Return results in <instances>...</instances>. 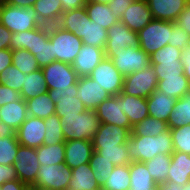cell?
I'll return each mask as SVG.
<instances>
[{"mask_svg": "<svg viewBox=\"0 0 190 190\" xmlns=\"http://www.w3.org/2000/svg\"><path fill=\"white\" fill-rule=\"evenodd\" d=\"M26 49L37 60L40 68L54 62L52 43L49 39V26L41 25L35 29L12 33L10 50Z\"/></svg>", "mask_w": 190, "mask_h": 190, "instance_id": "1", "label": "cell"}, {"mask_svg": "<svg viewBox=\"0 0 190 190\" xmlns=\"http://www.w3.org/2000/svg\"><path fill=\"white\" fill-rule=\"evenodd\" d=\"M127 150L133 162L149 161L159 153L172 155L174 147L170 129L156 136L130 135Z\"/></svg>", "mask_w": 190, "mask_h": 190, "instance_id": "2", "label": "cell"}, {"mask_svg": "<svg viewBox=\"0 0 190 190\" xmlns=\"http://www.w3.org/2000/svg\"><path fill=\"white\" fill-rule=\"evenodd\" d=\"M62 132L66 141L92 140L100 126L96 110L86 109L72 117H60Z\"/></svg>", "mask_w": 190, "mask_h": 190, "instance_id": "3", "label": "cell"}, {"mask_svg": "<svg viewBox=\"0 0 190 190\" xmlns=\"http://www.w3.org/2000/svg\"><path fill=\"white\" fill-rule=\"evenodd\" d=\"M0 23L12 33L24 32L41 26L34 7L20 8L0 2Z\"/></svg>", "mask_w": 190, "mask_h": 190, "instance_id": "4", "label": "cell"}, {"mask_svg": "<svg viewBox=\"0 0 190 190\" xmlns=\"http://www.w3.org/2000/svg\"><path fill=\"white\" fill-rule=\"evenodd\" d=\"M49 39L52 43L53 59L67 64L73 63L83 45L82 39L57 25L49 26Z\"/></svg>", "mask_w": 190, "mask_h": 190, "instance_id": "5", "label": "cell"}, {"mask_svg": "<svg viewBox=\"0 0 190 190\" xmlns=\"http://www.w3.org/2000/svg\"><path fill=\"white\" fill-rule=\"evenodd\" d=\"M139 47L149 56L171 45V21L153 19L138 32Z\"/></svg>", "mask_w": 190, "mask_h": 190, "instance_id": "6", "label": "cell"}, {"mask_svg": "<svg viewBox=\"0 0 190 190\" xmlns=\"http://www.w3.org/2000/svg\"><path fill=\"white\" fill-rule=\"evenodd\" d=\"M158 85L157 75L152 65L142 71L133 72L124 77L122 92L129 96L149 97Z\"/></svg>", "mask_w": 190, "mask_h": 190, "instance_id": "7", "label": "cell"}, {"mask_svg": "<svg viewBox=\"0 0 190 190\" xmlns=\"http://www.w3.org/2000/svg\"><path fill=\"white\" fill-rule=\"evenodd\" d=\"M72 170L65 163L40 165L36 182L32 186L49 190H68Z\"/></svg>", "mask_w": 190, "mask_h": 190, "instance_id": "8", "label": "cell"}, {"mask_svg": "<svg viewBox=\"0 0 190 190\" xmlns=\"http://www.w3.org/2000/svg\"><path fill=\"white\" fill-rule=\"evenodd\" d=\"M89 77L110 95H118L123 90L125 76L118 71L109 58L105 57Z\"/></svg>", "mask_w": 190, "mask_h": 190, "instance_id": "9", "label": "cell"}, {"mask_svg": "<svg viewBox=\"0 0 190 190\" xmlns=\"http://www.w3.org/2000/svg\"><path fill=\"white\" fill-rule=\"evenodd\" d=\"M77 91V83L68 87V89H52L47 91L55 104V114L57 116H77V114L87 109L83 102L77 97Z\"/></svg>", "mask_w": 190, "mask_h": 190, "instance_id": "10", "label": "cell"}, {"mask_svg": "<svg viewBox=\"0 0 190 190\" xmlns=\"http://www.w3.org/2000/svg\"><path fill=\"white\" fill-rule=\"evenodd\" d=\"M109 59L112 60L114 66L124 76L142 71L151 65L150 56L139 46L127 47L124 50L115 52Z\"/></svg>", "mask_w": 190, "mask_h": 190, "instance_id": "11", "label": "cell"}, {"mask_svg": "<svg viewBox=\"0 0 190 190\" xmlns=\"http://www.w3.org/2000/svg\"><path fill=\"white\" fill-rule=\"evenodd\" d=\"M48 90L68 89L77 83L78 76L71 64L54 61L41 68Z\"/></svg>", "mask_w": 190, "mask_h": 190, "instance_id": "12", "label": "cell"}, {"mask_svg": "<svg viewBox=\"0 0 190 190\" xmlns=\"http://www.w3.org/2000/svg\"><path fill=\"white\" fill-rule=\"evenodd\" d=\"M13 166L18 179L22 183L32 186L36 182L40 168L36 149L19 145Z\"/></svg>", "mask_w": 190, "mask_h": 190, "instance_id": "13", "label": "cell"}, {"mask_svg": "<svg viewBox=\"0 0 190 190\" xmlns=\"http://www.w3.org/2000/svg\"><path fill=\"white\" fill-rule=\"evenodd\" d=\"M138 32L130 30L121 21L111 26L108 30V38L104 49L105 57H111L115 52L127 47H138Z\"/></svg>", "mask_w": 190, "mask_h": 190, "instance_id": "14", "label": "cell"}, {"mask_svg": "<svg viewBox=\"0 0 190 190\" xmlns=\"http://www.w3.org/2000/svg\"><path fill=\"white\" fill-rule=\"evenodd\" d=\"M121 109L122 97L119 94L111 95L98 105L96 113L101 123L115 124L132 131L133 126L130 124L128 116Z\"/></svg>", "mask_w": 190, "mask_h": 190, "instance_id": "15", "label": "cell"}, {"mask_svg": "<svg viewBox=\"0 0 190 190\" xmlns=\"http://www.w3.org/2000/svg\"><path fill=\"white\" fill-rule=\"evenodd\" d=\"M130 135L131 131L128 128L100 123L91 141L93 148H118V145L127 143Z\"/></svg>", "mask_w": 190, "mask_h": 190, "instance_id": "16", "label": "cell"}, {"mask_svg": "<svg viewBox=\"0 0 190 190\" xmlns=\"http://www.w3.org/2000/svg\"><path fill=\"white\" fill-rule=\"evenodd\" d=\"M44 135V119L30 115H28L27 119L16 131L17 140L20 145L35 149L43 145Z\"/></svg>", "mask_w": 190, "mask_h": 190, "instance_id": "17", "label": "cell"}, {"mask_svg": "<svg viewBox=\"0 0 190 190\" xmlns=\"http://www.w3.org/2000/svg\"><path fill=\"white\" fill-rule=\"evenodd\" d=\"M77 89V97L90 110H96L98 105L111 96L89 76L78 77Z\"/></svg>", "mask_w": 190, "mask_h": 190, "instance_id": "18", "label": "cell"}, {"mask_svg": "<svg viewBox=\"0 0 190 190\" xmlns=\"http://www.w3.org/2000/svg\"><path fill=\"white\" fill-rule=\"evenodd\" d=\"M104 58L103 49L83 44L71 65L78 77L89 76Z\"/></svg>", "mask_w": 190, "mask_h": 190, "instance_id": "19", "label": "cell"}, {"mask_svg": "<svg viewBox=\"0 0 190 190\" xmlns=\"http://www.w3.org/2000/svg\"><path fill=\"white\" fill-rule=\"evenodd\" d=\"M153 20L146 0H134L123 12L120 21L130 30L139 32Z\"/></svg>", "mask_w": 190, "mask_h": 190, "instance_id": "20", "label": "cell"}, {"mask_svg": "<svg viewBox=\"0 0 190 190\" xmlns=\"http://www.w3.org/2000/svg\"><path fill=\"white\" fill-rule=\"evenodd\" d=\"M93 145L91 140H69L65 142V165L71 169L90 162Z\"/></svg>", "mask_w": 190, "mask_h": 190, "instance_id": "21", "label": "cell"}, {"mask_svg": "<svg viewBox=\"0 0 190 190\" xmlns=\"http://www.w3.org/2000/svg\"><path fill=\"white\" fill-rule=\"evenodd\" d=\"M153 19L175 22L188 0H146Z\"/></svg>", "mask_w": 190, "mask_h": 190, "instance_id": "22", "label": "cell"}, {"mask_svg": "<svg viewBox=\"0 0 190 190\" xmlns=\"http://www.w3.org/2000/svg\"><path fill=\"white\" fill-rule=\"evenodd\" d=\"M75 35L82 39L84 45L95 46L104 50L108 38V30L91 21L86 13L82 18L81 31H76Z\"/></svg>", "mask_w": 190, "mask_h": 190, "instance_id": "23", "label": "cell"}, {"mask_svg": "<svg viewBox=\"0 0 190 190\" xmlns=\"http://www.w3.org/2000/svg\"><path fill=\"white\" fill-rule=\"evenodd\" d=\"M146 99L149 116L167 122L177 99L166 96L157 89Z\"/></svg>", "mask_w": 190, "mask_h": 190, "instance_id": "24", "label": "cell"}, {"mask_svg": "<svg viewBox=\"0 0 190 190\" xmlns=\"http://www.w3.org/2000/svg\"><path fill=\"white\" fill-rule=\"evenodd\" d=\"M190 180V154L174 151L168 170L167 181L186 184Z\"/></svg>", "mask_w": 190, "mask_h": 190, "instance_id": "25", "label": "cell"}, {"mask_svg": "<svg viewBox=\"0 0 190 190\" xmlns=\"http://www.w3.org/2000/svg\"><path fill=\"white\" fill-rule=\"evenodd\" d=\"M119 95L122 97L121 110L128 116L132 126L149 116L146 98L129 96L123 92Z\"/></svg>", "mask_w": 190, "mask_h": 190, "instance_id": "26", "label": "cell"}, {"mask_svg": "<svg viewBox=\"0 0 190 190\" xmlns=\"http://www.w3.org/2000/svg\"><path fill=\"white\" fill-rule=\"evenodd\" d=\"M27 117L28 111L24 99L12 103L9 102L0 107V122L11 126L16 131Z\"/></svg>", "mask_w": 190, "mask_h": 190, "instance_id": "27", "label": "cell"}, {"mask_svg": "<svg viewBox=\"0 0 190 190\" xmlns=\"http://www.w3.org/2000/svg\"><path fill=\"white\" fill-rule=\"evenodd\" d=\"M72 177L68 184V190H99L101 187L96 182L94 173L89 163L71 169Z\"/></svg>", "mask_w": 190, "mask_h": 190, "instance_id": "28", "label": "cell"}, {"mask_svg": "<svg viewBox=\"0 0 190 190\" xmlns=\"http://www.w3.org/2000/svg\"><path fill=\"white\" fill-rule=\"evenodd\" d=\"M158 184L151 177L144 162L130 163V190H157Z\"/></svg>", "mask_w": 190, "mask_h": 190, "instance_id": "29", "label": "cell"}, {"mask_svg": "<svg viewBox=\"0 0 190 190\" xmlns=\"http://www.w3.org/2000/svg\"><path fill=\"white\" fill-rule=\"evenodd\" d=\"M33 7L41 25H56L62 16L61 0H37Z\"/></svg>", "mask_w": 190, "mask_h": 190, "instance_id": "30", "label": "cell"}, {"mask_svg": "<svg viewBox=\"0 0 190 190\" xmlns=\"http://www.w3.org/2000/svg\"><path fill=\"white\" fill-rule=\"evenodd\" d=\"M157 90L166 96L179 99L190 92V83L185 75L165 77L158 81Z\"/></svg>", "mask_w": 190, "mask_h": 190, "instance_id": "31", "label": "cell"}, {"mask_svg": "<svg viewBox=\"0 0 190 190\" xmlns=\"http://www.w3.org/2000/svg\"><path fill=\"white\" fill-rule=\"evenodd\" d=\"M85 9L90 20L102 26L103 29L109 30L111 26L120 21L118 17L113 14L108 4H86Z\"/></svg>", "mask_w": 190, "mask_h": 190, "instance_id": "32", "label": "cell"}, {"mask_svg": "<svg viewBox=\"0 0 190 190\" xmlns=\"http://www.w3.org/2000/svg\"><path fill=\"white\" fill-rule=\"evenodd\" d=\"M47 91L44 73L41 68L35 72L25 74L24 85L20 92L22 99H32Z\"/></svg>", "mask_w": 190, "mask_h": 190, "instance_id": "33", "label": "cell"}, {"mask_svg": "<svg viewBox=\"0 0 190 190\" xmlns=\"http://www.w3.org/2000/svg\"><path fill=\"white\" fill-rule=\"evenodd\" d=\"M28 115L46 119L55 114V104L50 98L48 92L39 94L35 98L25 100Z\"/></svg>", "mask_w": 190, "mask_h": 190, "instance_id": "34", "label": "cell"}, {"mask_svg": "<svg viewBox=\"0 0 190 190\" xmlns=\"http://www.w3.org/2000/svg\"><path fill=\"white\" fill-rule=\"evenodd\" d=\"M190 124V92L177 99L173 111L169 114L167 125L169 129Z\"/></svg>", "mask_w": 190, "mask_h": 190, "instance_id": "35", "label": "cell"}, {"mask_svg": "<svg viewBox=\"0 0 190 190\" xmlns=\"http://www.w3.org/2000/svg\"><path fill=\"white\" fill-rule=\"evenodd\" d=\"M101 190H130V164L115 166Z\"/></svg>", "mask_w": 190, "mask_h": 190, "instance_id": "36", "label": "cell"}, {"mask_svg": "<svg viewBox=\"0 0 190 190\" xmlns=\"http://www.w3.org/2000/svg\"><path fill=\"white\" fill-rule=\"evenodd\" d=\"M144 163L151 177L157 184L167 181L168 170L171 164V155L159 153L153 159Z\"/></svg>", "mask_w": 190, "mask_h": 190, "instance_id": "37", "label": "cell"}, {"mask_svg": "<svg viewBox=\"0 0 190 190\" xmlns=\"http://www.w3.org/2000/svg\"><path fill=\"white\" fill-rule=\"evenodd\" d=\"M40 165L61 164L65 160V143L41 145L36 148Z\"/></svg>", "mask_w": 190, "mask_h": 190, "instance_id": "38", "label": "cell"}, {"mask_svg": "<svg viewBox=\"0 0 190 190\" xmlns=\"http://www.w3.org/2000/svg\"><path fill=\"white\" fill-rule=\"evenodd\" d=\"M168 129L169 128L166 121L148 116L133 126L131 135L156 136L167 131Z\"/></svg>", "mask_w": 190, "mask_h": 190, "instance_id": "39", "label": "cell"}, {"mask_svg": "<svg viewBox=\"0 0 190 190\" xmlns=\"http://www.w3.org/2000/svg\"><path fill=\"white\" fill-rule=\"evenodd\" d=\"M45 124V138L43 141L44 145H55L59 143H65L66 140L64 138L62 132V122L60 121V117L56 114L51 115L44 119Z\"/></svg>", "mask_w": 190, "mask_h": 190, "instance_id": "40", "label": "cell"}, {"mask_svg": "<svg viewBox=\"0 0 190 190\" xmlns=\"http://www.w3.org/2000/svg\"><path fill=\"white\" fill-rule=\"evenodd\" d=\"M89 164L100 187L110 177L109 175L115 167L112 162L106 160L96 151H93Z\"/></svg>", "mask_w": 190, "mask_h": 190, "instance_id": "41", "label": "cell"}, {"mask_svg": "<svg viewBox=\"0 0 190 190\" xmlns=\"http://www.w3.org/2000/svg\"><path fill=\"white\" fill-rule=\"evenodd\" d=\"M12 65L24 74H29L40 69L34 55L26 49L12 50Z\"/></svg>", "mask_w": 190, "mask_h": 190, "instance_id": "42", "label": "cell"}, {"mask_svg": "<svg viewBox=\"0 0 190 190\" xmlns=\"http://www.w3.org/2000/svg\"><path fill=\"white\" fill-rule=\"evenodd\" d=\"M106 160L112 162L115 166L129 165L132 163V158L127 150V143L118 145V148H93Z\"/></svg>", "mask_w": 190, "mask_h": 190, "instance_id": "43", "label": "cell"}, {"mask_svg": "<svg viewBox=\"0 0 190 190\" xmlns=\"http://www.w3.org/2000/svg\"><path fill=\"white\" fill-rule=\"evenodd\" d=\"M86 13L85 7L64 12L56 25L61 29L76 34V31H81L82 18Z\"/></svg>", "mask_w": 190, "mask_h": 190, "instance_id": "44", "label": "cell"}, {"mask_svg": "<svg viewBox=\"0 0 190 190\" xmlns=\"http://www.w3.org/2000/svg\"><path fill=\"white\" fill-rule=\"evenodd\" d=\"M17 136L0 138V164L13 165L19 147Z\"/></svg>", "mask_w": 190, "mask_h": 190, "instance_id": "45", "label": "cell"}, {"mask_svg": "<svg viewBox=\"0 0 190 190\" xmlns=\"http://www.w3.org/2000/svg\"><path fill=\"white\" fill-rule=\"evenodd\" d=\"M25 74L13 65L5 68L0 73V84L21 92L24 85Z\"/></svg>", "mask_w": 190, "mask_h": 190, "instance_id": "46", "label": "cell"}, {"mask_svg": "<svg viewBox=\"0 0 190 190\" xmlns=\"http://www.w3.org/2000/svg\"><path fill=\"white\" fill-rule=\"evenodd\" d=\"M174 151L190 154V124L170 129Z\"/></svg>", "mask_w": 190, "mask_h": 190, "instance_id": "47", "label": "cell"}, {"mask_svg": "<svg viewBox=\"0 0 190 190\" xmlns=\"http://www.w3.org/2000/svg\"><path fill=\"white\" fill-rule=\"evenodd\" d=\"M151 64H161V62H182L181 50L167 44L165 47L154 52L150 56Z\"/></svg>", "mask_w": 190, "mask_h": 190, "instance_id": "48", "label": "cell"}, {"mask_svg": "<svg viewBox=\"0 0 190 190\" xmlns=\"http://www.w3.org/2000/svg\"><path fill=\"white\" fill-rule=\"evenodd\" d=\"M157 75L158 81L165 77L184 75L182 62H161V64H151Z\"/></svg>", "mask_w": 190, "mask_h": 190, "instance_id": "49", "label": "cell"}, {"mask_svg": "<svg viewBox=\"0 0 190 190\" xmlns=\"http://www.w3.org/2000/svg\"><path fill=\"white\" fill-rule=\"evenodd\" d=\"M190 44V35L179 25L171 21V45L181 51Z\"/></svg>", "mask_w": 190, "mask_h": 190, "instance_id": "50", "label": "cell"}, {"mask_svg": "<svg viewBox=\"0 0 190 190\" xmlns=\"http://www.w3.org/2000/svg\"><path fill=\"white\" fill-rule=\"evenodd\" d=\"M21 99L22 97L20 92L0 84V107L8 104L9 102L12 103Z\"/></svg>", "mask_w": 190, "mask_h": 190, "instance_id": "51", "label": "cell"}, {"mask_svg": "<svg viewBox=\"0 0 190 190\" xmlns=\"http://www.w3.org/2000/svg\"><path fill=\"white\" fill-rule=\"evenodd\" d=\"M134 0H112L108 5L113 11V14L120 20L123 12L129 8Z\"/></svg>", "mask_w": 190, "mask_h": 190, "instance_id": "52", "label": "cell"}, {"mask_svg": "<svg viewBox=\"0 0 190 190\" xmlns=\"http://www.w3.org/2000/svg\"><path fill=\"white\" fill-rule=\"evenodd\" d=\"M18 179L16 170L13 165L0 164V186L8 181Z\"/></svg>", "mask_w": 190, "mask_h": 190, "instance_id": "53", "label": "cell"}, {"mask_svg": "<svg viewBox=\"0 0 190 190\" xmlns=\"http://www.w3.org/2000/svg\"><path fill=\"white\" fill-rule=\"evenodd\" d=\"M175 23L190 35V4L183 9Z\"/></svg>", "mask_w": 190, "mask_h": 190, "instance_id": "54", "label": "cell"}, {"mask_svg": "<svg viewBox=\"0 0 190 190\" xmlns=\"http://www.w3.org/2000/svg\"><path fill=\"white\" fill-rule=\"evenodd\" d=\"M181 61L183 64L184 75L190 83V44L181 51Z\"/></svg>", "mask_w": 190, "mask_h": 190, "instance_id": "55", "label": "cell"}, {"mask_svg": "<svg viewBox=\"0 0 190 190\" xmlns=\"http://www.w3.org/2000/svg\"><path fill=\"white\" fill-rule=\"evenodd\" d=\"M12 32L0 23V49H10Z\"/></svg>", "mask_w": 190, "mask_h": 190, "instance_id": "56", "label": "cell"}, {"mask_svg": "<svg viewBox=\"0 0 190 190\" xmlns=\"http://www.w3.org/2000/svg\"><path fill=\"white\" fill-rule=\"evenodd\" d=\"M62 13L85 7V0H61Z\"/></svg>", "mask_w": 190, "mask_h": 190, "instance_id": "57", "label": "cell"}, {"mask_svg": "<svg viewBox=\"0 0 190 190\" xmlns=\"http://www.w3.org/2000/svg\"><path fill=\"white\" fill-rule=\"evenodd\" d=\"M12 65V50L0 49V73Z\"/></svg>", "mask_w": 190, "mask_h": 190, "instance_id": "58", "label": "cell"}, {"mask_svg": "<svg viewBox=\"0 0 190 190\" xmlns=\"http://www.w3.org/2000/svg\"><path fill=\"white\" fill-rule=\"evenodd\" d=\"M0 190H29V186L19 179L8 181L0 186Z\"/></svg>", "mask_w": 190, "mask_h": 190, "instance_id": "59", "label": "cell"}, {"mask_svg": "<svg viewBox=\"0 0 190 190\" xmlns=\"http://www.w3.org/2000/svg\"><path fill=\"white\" fill-rule=\"evenodd\" d=\"M37 0H4L6 4L17 6L20 8L33 7Z\"/></svg>", "mask_w": 190, "mask_h": 190, "instance_id": "60", "label": "cell"}, {"mask_svg": "<svg viewBox=\"0 0 190 190\" xmlns=\"http://www.w3.org/2000/svg\"><path fill=\"white\" fill-rule=\"evenodd\" d=\"M6 136H16V130L11 126L0 122V138H4Z\"/></svg>", "mask_w": 190, "mask_h": 190, "instance_id": "61", "label": "cell"}, {"mask_svg": "<svg viewBox=\"0 0 190 190\" xmlns=\"http://www.w3.org/2000/svg\"><path fill=\"white\" fill-rule=\"evenodd\" d=\"M157 190H183V185L171 181L158 184Z\"/></svg>", "mask_w": 190, "mask_h": 190, "instance_id": "62", "label": "cell"}, {"mask_svg": "<svg viewBox=\"0 0 190 190\" xmlns=\"http://www.w3.org/2000/svg\"><path fill=\"white\" fill-rule=\"evenodd\" d=\"M86 4H94V3H100V4H109L112 0H85Z\"/></svg>", "mask_w": 190, "mask_h": 190, "instance_id": "63", "label": "cell"}, {"mask_svg": "<svg viewBox=\"0 0 190 190\" xmlns=\"http://www.w3.org/2000/svg\"><path fill=\"white\" fill-rule=\"evenodd\" d=\"M29 190H49L47 188L36 187V186H29Z\"/></svg>", "mask_w": 190, "mask_h": 190, "instance_id": "64", "label": "cell"}, {"mask_svg": "<svg viewBox=\"0 0 190 190\" xmlns=\"http://www.w3.org/2000/svg\"><path fill=\"white\" fill-rule=\"evenodd\" d=\"M183 190H190V180L186 184H183Z\"/></svg>", "mask_w": 190, "mask_h": 190, "instance_id": "65", "label": "cell"}]
</instances>
